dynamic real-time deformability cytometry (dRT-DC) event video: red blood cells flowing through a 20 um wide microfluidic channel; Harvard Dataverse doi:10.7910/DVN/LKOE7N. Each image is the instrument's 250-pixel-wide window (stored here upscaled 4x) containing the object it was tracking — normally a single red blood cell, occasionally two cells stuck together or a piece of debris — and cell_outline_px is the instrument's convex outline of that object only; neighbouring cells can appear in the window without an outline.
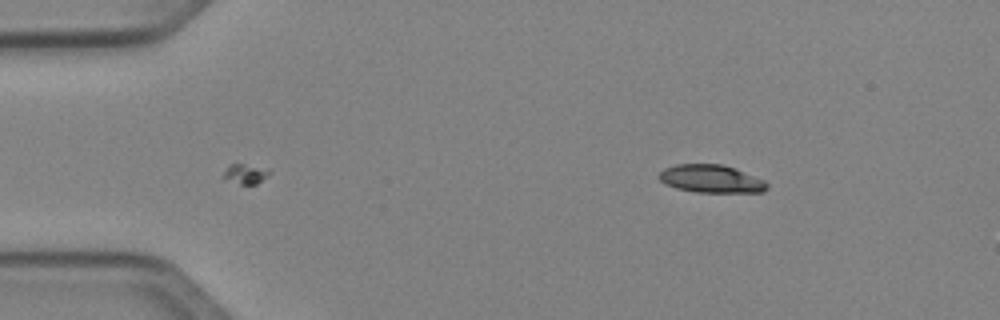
{"species": "Egyptian fruit bat (a non-hibernating species)", "species_latin": "Rousettus aegyptiacus", "temperature_condition": "cold", "stored_images_in_passage": 17, "camera_frame_rate_fps": 3000, "um_per_image_px": 0.085, "animal": {"sex": "female"}, "frame": {"image": 1, "passage_image": 17, "time_ms": 5.333, "image_size_px": [1000, 320], "cell_outline_px": [[768, 188], [764, 192], [696, 192], [676, 188], [664, 184], [656, 176], [664, 168], [676, 164], [720, 164], [732, 168], [764, 180], [768, 184]], "centroid_in_image_um": [60.4, 15.21], "position_along_channel_um": 24.6, "area_um2": 17.46}}